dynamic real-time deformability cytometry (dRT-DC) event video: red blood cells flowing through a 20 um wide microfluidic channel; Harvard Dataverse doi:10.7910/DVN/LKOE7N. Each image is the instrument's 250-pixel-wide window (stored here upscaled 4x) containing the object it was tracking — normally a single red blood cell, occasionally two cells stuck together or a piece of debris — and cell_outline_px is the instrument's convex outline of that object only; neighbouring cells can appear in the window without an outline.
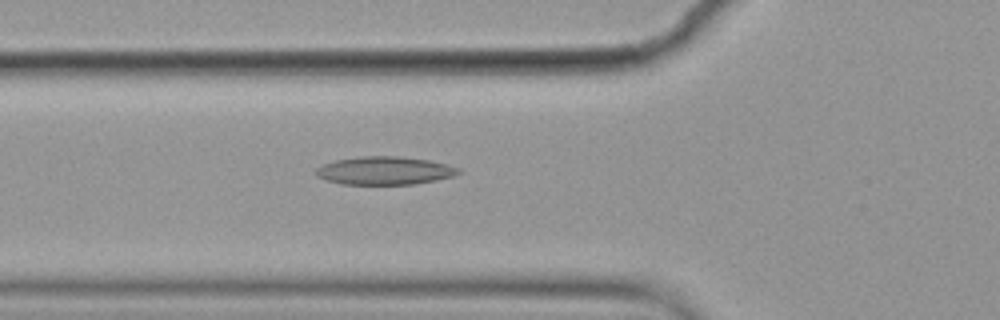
{"species": "common noctule bat (a hibernating species)", "species_latin": "Nyctalus noctula", "temperature_condition": "cold", "stored_images_in_passage": 52, "camera_frame_rate_fps": 3000, "um_per_image_px": 0.085, "animal": {"sex": "female", "body_mass_g": 19.9}, "frame": {"image": 1, "passage_image": 18, "time_ms": 5.667, "image_size_px": [1000, 320], "cell_outline_px": [[464, 172], [452, 176], [436, 180], [416, 184], [340, 184], [316, 176], [316, 168], [324, 164], [336, 160], [360, 156], [400, 156], [428, 160], [448, 164], [460, 168]], "centroid_in_image_um": [32.74, 14.5], "position_along_channel_um": 93.1, "area_um2": 23.41}}
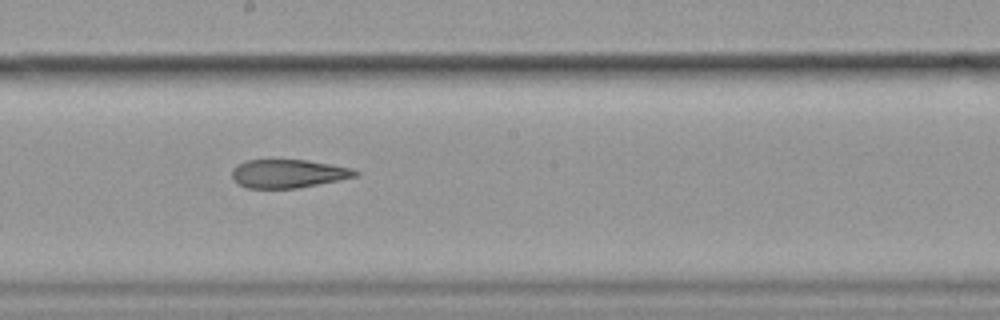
{"frame": {"image": 2, "passage_image": 29, "time_ms": 9.333, "image_size_px": [1000, 320], "cell_outline_px": [[360, 172], [356, 176], [296, 188], [248, 188], [240, 184], [232, 176], [232, 168], [248, 160], [308, 160], [352, 168]], "centroid_in_image_um": [24.5, 14.75], "position_along_channel_um": 223.7, "area_um2": 20.0}}
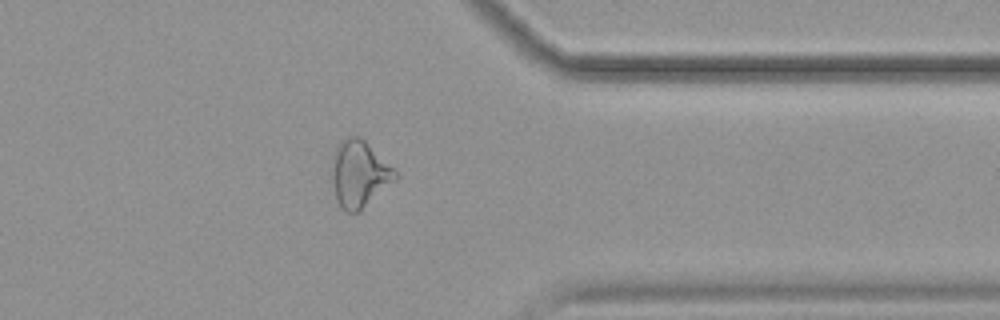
{"frame": {"image": 3, "passage_image": 43, "time_ms": 14.0, "image_size_px": [1000, 320], "cell_outline_px": [[400, 176], [360, 212], [344, 212], [340, 208], [336, 200], [332, 180], [332, 156], [340, 140], [348, 136], [360, 136]], "centroid_in_image_um": [30.51, 14.81], "position_along_channel_um": 380.9, "area_um2": 24.62}, "authors_computed_cell_mechanics": {"area_um2": 24.0159, "velocity_mm_per_s": 3.5591, "shape_relaxation_time_tau1_ms": null, "shape_relaxation_time_tau2_ms": 7.0858, "deformation_change_tau1": null, "deformation_change_tau2": 0.1962}}